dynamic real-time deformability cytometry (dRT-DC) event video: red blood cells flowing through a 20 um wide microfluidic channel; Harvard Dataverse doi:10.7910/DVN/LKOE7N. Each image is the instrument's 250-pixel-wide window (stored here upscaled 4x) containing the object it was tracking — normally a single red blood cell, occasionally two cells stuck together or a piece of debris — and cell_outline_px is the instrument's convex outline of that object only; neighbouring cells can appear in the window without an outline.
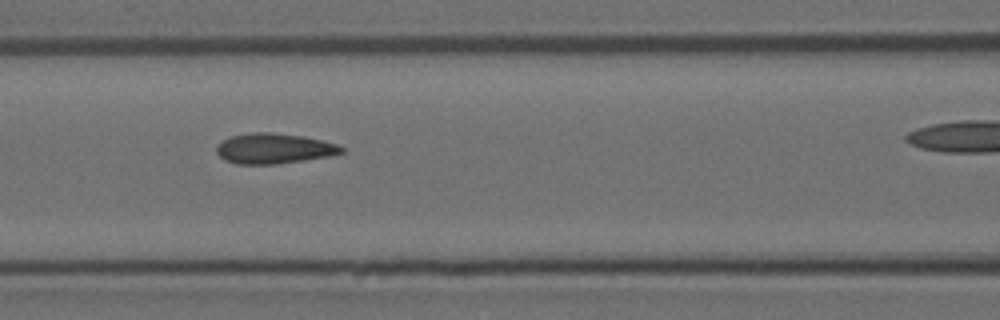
{"species": "Egyptian fruit bat (a non-hibernating species)", "species_latin": "Rousettus aegyptiacus", "temperature_condition": "room temperature", "stored_images_in_passage": 8, "camera_frame_rate_fps": 3000, "um_per_image_px": 0.085, "animal": {"sex": "female"}, "frame": {"image": 1, "passage_image": 7, "time_ms": 2.0, "image_size_px": [1000, 320], "cell_outline_px": [[344, 152], [332, 156], [276, 164], [236, 164], [224, 160], [216, 152], [216, 144], [232, 136], [256, 132], [268, 132], [304, 136], [336, 144], [344, 148]], "centroid_in_image_um": [23.28, 12.63], "position_along_channel_um": 143.3, "area_um2": 22.02}}